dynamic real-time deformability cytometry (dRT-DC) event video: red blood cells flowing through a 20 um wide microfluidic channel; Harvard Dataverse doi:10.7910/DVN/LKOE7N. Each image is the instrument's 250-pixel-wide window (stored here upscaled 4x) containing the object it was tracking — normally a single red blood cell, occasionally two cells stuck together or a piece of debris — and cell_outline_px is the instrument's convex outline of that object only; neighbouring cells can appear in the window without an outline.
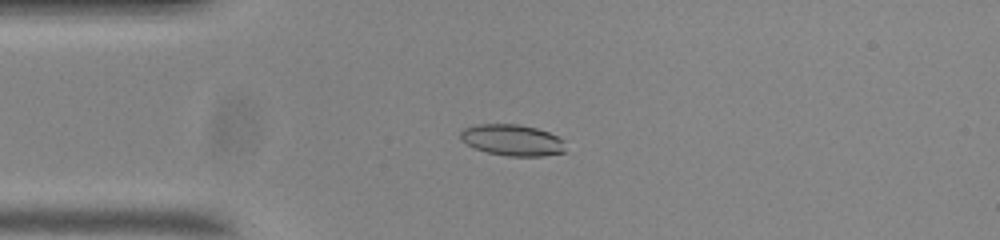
{"species": "common noctule bat (a hibernating species)", "species_latin": "Nyctalus noctula", "temperature_condition": "room temperature", "stored_images_in_passage": 55, "camera_frame_rate_fps": 3000, "um_per_image_px": 0.085, "animal": {"sex": "male", "body_mass_g": 20.0, "forearm_length_mm": 53.3}, "frame": {"image": 1, "passage_image": 13, "time_ms": 4.0, "image_size_px": [1000, 240], "cell_outline_px": [[564, 152], [544, 156], [508, 156], [488, 152], [476, 148], [460, 140], [460, 132], [464, 128], [476, 124], [516, 124], [536, 128], [548, 132], [564, 140]], "centroid_in_image_um": [43.53, 11.9], "position_along_channel_um": 41.5, "area_um2": 19.02}}
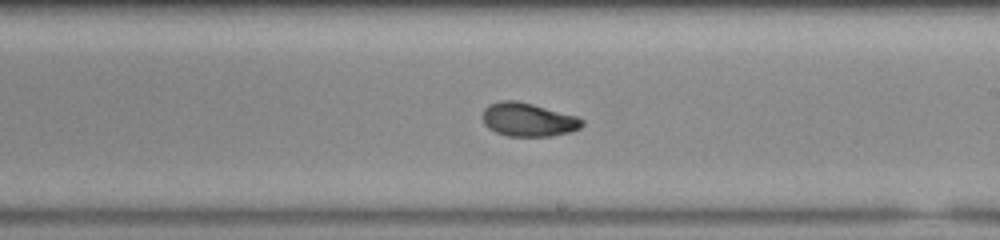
{"frame": {"image": 2, "passage_image": 31, "time_ms": 10.0, "image_size_px": [1000, 240], "cell_outline_px": [[584, 124], [580, 128], [568, 132], [552, 136], [508, 136], [496, 132], [488, 128], [484, 124], [480, 116], [484, 108], [488, 104], [500, 100], [512, 100], [532, 104], [576, 116], [584, 120]], "centroid_in_image_um": [44.84, 10.17], "position_along_channel_um": 244.2, "area_um2": 19.54}}
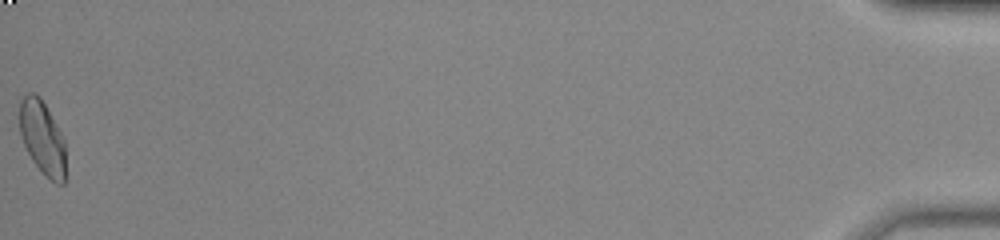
{"frame": {"image": 3, "passage_image": 55, "time_ms": 18.0, "image_size_px": [1000, 240], "cell_outline_px": [[64, 184], [56, 184], [32, 160], [24, 144], [20, 132], [20, 100], [28, 92], [32, 92], [40, 96], [60, 132], [64, 140]], "centroid_in_image_um": [3.58, 11.66], "position_along_channel_um": 431.6, "area_um2": 19.19}, "authors_computed_cell_mechanics": {"area_um2": 19.2474, "velocity_mm_per_s": 3.6996, "shape_relaxation_time_tau1_ms": 7.1031, "shape_relaxation_time_tau2_ms": 2.1858, "deformation_change_tau1": 0.1713, "deformation_change_tau2": 0.0601}}